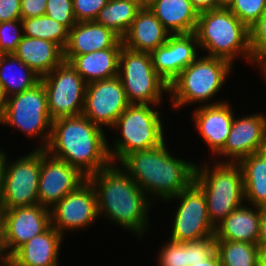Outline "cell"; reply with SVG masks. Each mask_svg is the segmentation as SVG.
<instances>
[{"mask_svg": "<svg viewBox=\"0 0 266 266\" xmlns=\"http://www.w3.org/2000/svg\"><path fill=\"white\" fill-rule=\"evenodd\" d=\"M258 244H266V208L261 207Z\"/></svg>", "mask_w": 266, "mask_h": 266, "instance_id": "7bdbcfd3", "label": "cell"}, {"mask_svg": "<svg viewBox=\"0 0 266 266\" xmlns=\"http://www.w3.org/2000/svg\"><path fill=\"white\" fill-rule=\"evenodd\" d=\"M197 45L195 33L170 35L164 45L150 53L155 71L170 84L197 59Z\"/></svg>", "mask_w": 266, "mask_h": 266, "instance_id": "e0dca14e", "label": "cell"}, {"mask_svg": "<svg viewBox=\"0 0 266 266\" xmlns=\"http://www.w3.org/2000/svg\"><path fill=\"white\" fill-rule=\"evenodd\" d=\"M262 150H266L265 115L252 114L240 119L234 117L224 149L219 154L230 156L228 162H239L244 157Z\"/></svg>", "mask_w": 266, "mask_h": 266, "instance_id": "ac0fdd59", "label": "cell"}, {"mask_svg": "<svg viewBox=\"0 0 266 266\" xmlns=\"http://www.w3.org/2000/svg\"><path fill=\"white\" fill-rule=\"evenodd\" d=\"M200 167L196 165L194 182L205 194L208 216L216 227L245 200L242 170L238 162L227 160L215 163L212 170Z\"/></svg>", "mask_w": 266, "mask_h": 266, "instance_id": "5b68a950", "label": "cell"}, {"mask_svg": "<svg viewBox=\"0 0 266 266\" xmlns=\"http://www.w3.org/2000/svg\"><path fill=\"white\" fill-rule=\"evenodd\" d=\"M228 9L249 28L266 10V0H234Z\"/></svg>", "mask_w": 266, "mask_h": 266, "instance_id": "d6a6232c", "label": "cell"}, {"mask_svg": "<svg viewBox=\"0 0 266 266\" xmlns=\"http://www.w3.org/2000/svg\"><path fill=\"white\" fill-rule=\"evenodd\" d=\"M6 102H7V97H6L5 92L3 90V86L0 83V118L3 114Z\"/></svg>", "mask_w": 266, "mask_h": 266, "instance_id": "7dc6e473", "label": "cell"}, {"mask_svg": "<svg viewBox=\"0 0 266 266\" xmlns=\"http://www.w3.org/2000/svg\"><path fill=\"white\" fill-rule=\"evenodd\" d=\"M257 266H266V244H258Z\"/></svg>", "mask_w": 266, "mask_h": 266, "instance_id": "f6af8a7d", "label": "cell"}, {"mask_svg": "<svg viewBox=\"0 0 266 266\" xmlns=\"http://www.w3.org/2000/svg\"><path fill=\"white\" fill-rule=\"evenodd\" d=\"M0 265L12 266V254L8 250L1 221H0Z\"/></svg>", "mask_w": 266, "mask_h": 266, "instance_id": "60d3db41", "label": "cell"}, {"mask_svg": "<svg viewBox=\"0 0 266 266\" xmlns=\"http://www.w3.org/2000/svg\"><path fill=\"white\" fill-rule=\"evenodd\" d=\"M203 56L183 69L169 84L174 108L181 109L185 104L210 100L219 92L229 76L232 69L230 62L221 58Z\"/></svg>", "mask_w": 266, "mask_h": 266, "instance_id": "8992f818", "label": "cell"}, {"mask_svg": "<svg viewBox=\"0 0 266 266\" xmlns=\"http://www.w3.org/2000/svg\"><path fill=\"white\" fill-rule=\"evenodd\" d=\"M175 198L181 203L175 213L171 240L185 243L215 237V227L208 216L205 194L194 181L167 201Z\"/></svg>", "mask_w": 266, "mask_h": 266, "instance_id": "7c38bea8", "label": "cell"}, {"mask_svg": "<svg viewBox=\"0 0 266 266\" xmlns=\"http://www.w3.org/2000/svg\"><path fill=\"white\" fill-rule=\"evenodd\" d=\"M118 77L130 104L157 105L169 84L155 71L150 53L133 51L122 46Z\"/></svg>", "mask_w": 266, "mask_h": 266, "instance_id": "ba28073f", "label": "cell"}, {"mask_svg": "<svg viewBox=\"0 0 266 266\" xmlns=\"http://www.w3.org/2000/svg\"><path fill=\"white\" fill-rule=\"evenodd\" d=\"M130 105L120 78L98 80L86 85L83 115L93 124L114 126L118 117Z\"/></svg>", "mask_w": 266, "mask_h": 266, "instance_id": "4fadbf2b", "label": "cell"}, {"mask_svg": "<svg viewBox=\"0 0 266 266\" xmlns=\"http://www.w3.org/2000/svg\"><path fill=\"white\" fill-rule=\"evenodd\" d=\"M121 49L109 48L87 54L63 56L64 61L69 62L88 84L118 76Z\"/></svg>", "mask_w": 266, "mask_h": 266, "instance_id": "cb8c5ba5", "label": "cell"}, {"mask_svg": "<svg viewBox=\"0 0 266 266\" xmlns=\"http://www.w3.org/2000/svg\"><path fill=\"white\" fill-rule=\"evenodd\" d=\"M47 0H21V19L45 15Z\"/></svg>", "mask_w": 266, "mask_h": 266, "instance_id": "ab89813d", "label": "cell"}, {"mask_svg": "<svg viewBox=\"0 0 266 266\" xmlns=\"http://www.w3.org/2000/svg\"><path fill=\"white\" fill-rule=\"evenodd\" d=\"M249 42L254 64H258L263 69L266 66V10L249 27Z\"/></svg>", "mask_w": 266, "mask_h": 266, "instance_id": "1f68e13d", "label": "cell"}, {"mask_svg": "<svg viewBox=\"0 0 266 266\" xmlns=\"http://www.w3.org/2000/svg\"><path fill=\"white\" fill-rule=\"evenodd\" d=\"M52 119L48 111L47 93L40 81L34 87L7 98L0 123L17 127L30 137L41 138L46 149L51 137ZM45 133V134H43ZM43 135V136H42Z\"/></svg>", "mask_w": 266, "mask_h": 266, "instance_id": "9c48e42d", "label": "cell"}, {"mask_svg": "<svg viewBox=\"0 0 266 266\" xmlns=\"http://www.w3.org/2000/svg\"><path fill=\"white\" fill-rule=\"evenodd\" d=\"M218 2V9L225 8L228 9L231 4L234 2V0H217Z\"/></svg>", "mask_w": 266, "mask_h": 266, "instance_id": "c3c4849f", "label": "cell"}, {"mask_svg": "<svg viewBox=\"0 0 266 266\" xmlns=\"http://www.w3.org/2000/svg\"><path fill=\"white\" fill-rule=\"evenodd\" d=\"M45 14L69 30L77 23L72 0H47Z\"/></svg>", "mask_w": 266, "mask_h": 266, "instance_id": "d590c367", "label": "cell"}, {"mask_svg": "<svg viewBox=\"0 0 266 266\" xmlns=\"http://www.w3.org/2000/svg\"><path fill=\"white\" fill-rule=\"evenodd\" d=\"M147 6L171 35L195 33L199 13L190 0H149Z\"/></svg>", "mask_w": 266, "mask_h": 266, "instance_id": "603a6c76", "label": "cell"}, {"mask_svg": "<svg viewBox=\"0 0 266 266\" xmlns=\"http://www.w3.org/2000/svg\"><path fill=\"white\" fill-rule=\"evenodd\" d=\"M40 81L46 89L52 120L83 113L87 83L69 62L63 61Z\"/></svg>", "mask_w": 266, "mask_h": 266, "instance_id": "8fae6325", "label": "cell"}, {"mask_svg": "<svg viewBox=\"0 0 266 266\" xmlns=\"http://www.w3.org/2000/svg\"><path fill=\"white\" fill-rule=\"evenodd\" d=\"M23 27L21 19L0 22V54H13L23 34L20 32Z\"/></svg>", "mask_w": 266, "mask_h": 266, "instance_id": "e575fe53", "label": "cell"}, {"mask_svg": "<svg viewBox=\"0 0 266 266\" xmlns=\"http://www.w3.org/2000/svg\"><path fill=\"white\" fill-rule=\"evenodd\" d=\"M139 3L142 7L147 6L149 0H133Z\"/></svg>", "mask_w": 266, "mask_h": 266, "instance_id": "681fc988", "label": "cell"}, {"mask_svg": "<svg viewBox=\"0 0 266 266\" xmlns=\"http://www.w3.org/2000/svg\"><path fill=\"white\" fill-rule=\"evenodd\" d=\"M0 221L8 250L13 254L31 238L43 233L50 225V209L40 205L0 210Z\"/></svg>", "mask_w": 266, "mask_h": 266, "instance_id": "2e32d148", "label": "cell"}, {"mask_svg": "<svg viewBox=\"0 0 266 266\" xmlns=\"http://www.w3.org/2000/svg\"><path fill=\"white\" fill-rule=\"evenodd\" d=\"M263 70V75H265L264 77H266V66L262 69ZM266 79V78H265Z\"/></svg>", "mask_w": 266, "mask_h": 266, "instance_id": "f907efd6", "label": "cell"}, {"mask_svg": "<svg viewBox=\"0 0 266 266\" xmlns=\"http://www.w3.org/2000/svg\"><path fill=\"white\" fill-rule=\"evenodd\" d=\"M63 235L50 225L12 254V266H59Z\"/></svg>", "mask_w": 266, "mask_h": 266, "instance_id": "44dd1931", "label": "cell"}, {"mask_svg": "<svg viewBox=\"0 0 266 266\" xmlns=\"http://www.w3.org/2000/svg\"><path fill=\"white\" fill-rule=\"evenodd\" d=\"M215 251V237L188 241L189 266L207 260Z\"/></svg>", "mask_w": 266, "mask_h": 266, "instance_id": "74e56055", "label": "cell"}, {"mask_svg": "<svg viewBox=\"0 0 266 266\" xmlns=\"http://www.w3.org/2000/svg\"><path fill=\"white\" fill-rule=\"evenodd\" d=\"M141 8L142 6L133 0H109L95 21L111 29L122 39Z\"/></svg>", "mask_w": 266, "mask_h": 266, "instance_id": "f1b7e54d", "label": "cell"}, {"mask_svg": "<svg viewBox=\"0 0 266 266\" xmlns=\"http://www.w3.org/2000/svg\"><path fill=\"white\" fill-rule=\"evenodd\" d=\"M122 46V39L111 29L96 21L77 22L69 30L63 55H81Z\"/></svg>", "mask_w": 266, "mask_h": 266, "instance_id": "ffe728a7", "label": "cell"}, {"mask_svg": "<svg viewBox=\"0 0 266 266\" xmlns=\"http://www.w3.org/2000/svg\"><path fill=\"white\" fill-rule=\"evenodd\" d=\"M109 0H72L76 22L95 21Z\"/></svg>", "mask_w": 266, "mask_h": 266, "instance_id": "8d00e7d4", "label": "cell"}, {"mask_svg": "<svg viewBox=\"0 0 266 266\" xmlns=\"http://www.w3.org/2000/svg\"><path fill=\"white\" fill-rule=\"evenodd\" d=\"M192 266H222L218 253L215 251L207 260L192 264Z\"/></svg>", "mask_w": 266, "mask_h": 266, "instance_id": "ee69618b", "label": "cell"}, {"mask_svg": "<svg viewBox=\"0 0 266 266\" xmlns=\"http://www.w3.org/2000/svg\"><path fill=\"white\" fill-rule=\"evenodd\" d=\"M170 35L149 7L144 6L138 11L122 42L130 50L151 53L164 45Z\"/></svg>", "mask_w": 266, "mask_h": 266, "instance_id": "7402d4cb", "label": "cell"}, {"mask_svg": "<svg viewBox=\"0 0 266 266\" xmlns=\"http://www.w3.org/2000/svg\"><path fill=\"white\" fill-rule=\"evenodd\" d=\"M21 19V0H0V22Z\"/></svg>", "mask_w": 266, "mask_h": 266, "instance_id": "f35d334b", "label": "cell"}, {"mask_svg": "<svg viewBox=\"0 0 266 266\" xmlns=\"http://www.w3.org/2000/svg\"><path fill=\"white\" fill-rule=\"evenodd\" d=\"M153 107L130 104L118 117L113 127L121 131L122 138L116 139L114 149L108 146L112 163L132 152L156 148L165 142L162 120Z\"/></svg>", "mask_w": 266, "mask_h": 266, "instance_id": "52a82bcc", "label": "cell"}, {"mask_svg": "<svg viewBox=\"0 0 266 266\" xmlns=\"http://www.w3.org/2000/svg\"><path fill=\"white\" fill-rule=\"evenodd\" d=\"M203 105L195 109L194 124L212 153L218 156L224 149L230 133L234 112L229 102L228 104L224 101L211 102V104L207 102Z\"/></svg>", "mask_w": 266, "mask_h": 266, "instance_id": "d6986e66", "label": "cell"}, {"mask_svg": "<svg viewBox=\"0 0 266 266\" xmlns=\"http://www.w3.org/2000/svg\"><path fill=\"white\" fill-rule=\"evenodd\" d=\"M104 131L83 114L60 117L52 121L47 151L66 161L87 178L109 167L112 161Z\"/></svg>", "mask_w": 266, "mask_h": 266, "instance_id": "6da1fadb", "label": "cell"}, {"mask_svg": "<svg viewBox=\"0 0 266 266\" xmlns=\"http://www.w3.org/2000/svg\"><path fill=\"white\" fill-rule=\"evenodd\" d=\"M87 180L95 190L99 216L105 213L108 219L141 237L148 225L151 203L140 186L115 163Z\"/></svg>", "mask_w": 266, "mask_h": 266, "instance_id": "7a4b0ae2", "label": "cell"}, {"mask_svg": "<svg viewBox=\"0 0 266 266\" xmlns=\"http://www.w3.org/2000/svg\"><path fill=\"white\" fill-rule=\"evenodd\" d=\"M5 164L0 210L38 204V185L41 170V149Z\"/></svg>", "mask_w": 266, "mask_h": 266, "instance_id": "30bf717a", "label": "cell"}, {"mask_svg": "<svg viewBox=\"0 0 266 266\" xmlns=\"http://www.w3.org/2000/svg\"><path fill=\"white\" fill-rule=\"evenodd\" d=\"M98 217L96 193L88 180L50 209L51 225L62 235L89 226Z\"/></svg>", "mask_w": 266, "mask_h": 266, "instance_id": "9a60e30c", "label": "cell"}, {"mask_svg": "<svg viewBox=\"0 0 266 266\" xmlns=\"http://www.w3.org/2000/svg\"><path fill=\"white\" fill-rule=\"evenodd\" d=\"M222 266H257L258 244L215 240Z\"/></svg>", "mask_w": 266, "mask_h": 266, "instance_id": "4dcf8cb0", "label": "cell"}, {"mask_svg": "<svg viewBox=\"0 0 266 266\" xmlns=\"http://www.w3.org/2000/svg\"><path fill=\"white\" fill-rule=\"evenodd\" d=\"M18 67L21 72L17 73L14 68ZM40 79L38 74L14 54H0V83L7 98L34 87Z\"/></svg>", "mask_w": 266, "mask_h": 266, "instance_id": "83f0119b", "label": "cell"}, {"mask_svg": "<svg viewBox=\"0 0 266 266\" xmlns=\"http://www.w3.org/2000/svg\"><path fill=\"white\" fill-rule=\"evenodd\" d=\"M169 240L159 252V266H189L188 242Z\"/></svg>", "mask_w": 266, "mask_h": 266, "instance_id": "836d02e7", "label": "cell"}, {"mask_svg": "<svg viewBox=\"0 0 266 266\" xmlns=\"http://www.w3.org/2000/svg\"><path fill=\"white\" fill-rule=\"evenodd\" d=\"M195 34L201 50L209 52L205 56L221 58L233 64L239 54L254 63L249 28L229 9L220 8L199 13Z\"/></svg>", "mask_w": 266, "mask_h": 266, "instance_id": "277c9868", "label": "cell"}, {"mask_svg": "<svg viewBox=\"0 0 266 266\" xmlns=\"http://www.w3.org/2000/svg\"><path fill=\"white\" fill-rule=\"evenodd\" d=\"M243 175L244 199L266 208V150L255 152L239 162Z\"/></svg>", "mask_w": 266, "mask_h": 266, "instance_id": "4316f807", "label": "cell"}, {"mask_svg": "<svg viewBox=\"0 0 266 266\" xmlns=\"http://www.w3.org/2000/svg\"><path fill=\"white\" fill-rule=\"evenodd\" d=\"M87 180L77 168L41 149L38 204L51 209Z\"/></svg>", "mask_w": 266, "mask_h": 266, "instance_id": "5bb4252c", "label": "cell"}, {"mask_svg": "<svg viewBox=\"0 0 266 266\" xmlns=\"http://www.w3.org/2000/svg\"><path fill=\"white\" fill-rule=\"evenodd\" d=\"M165 146L164 142L156 148L135 151L120 161V168H124L144 193L156 194L164 201L187 188L194 181L196 169L192 162L171 156Z\"/></svg>", "mask_w": 266, "mask_h": 266, "instance_id": "3957f363", "label": "cell"}, {"mask_svg": "<svg viewBox=\"0 0 266 266\" xmlns=\"http://www.w3.org/2000/svg\"><path fill=\"white\" fill-rule=\"evenodd\" d=\"M6 154L5 152H2V150H0V191L2 188V180L4 177V170H5V164H6Z\"/></svg>", "mask_w": 266, "mask_h": 266, "instance_id": "bcb514c9", "label": "cell"}, {"mask_svg": "<svg viewBox=\"0 0 266 266\" xmlns=\"http://www.w3.org/2000/svg\"><path fill=\"white\" fill-rule=\"evenodd\" d=\"M13 54L40 77L64 61L63 50L57 44L27 36L22 37Z\"/></svg>", "mask_w": 266, "mask_h": 266, "instance_id": "d4e9b609", "label": "cell"}, {"mask_svg": "<svg viewBox=\"0 0 266 266\" xmlns=\"http://www.w3.org/2000/svg\"><path fill=\"white\" fill-rule=\"evenodd\" d=\"M23 36L51 41L57 44L62 50L65 48L69 29L49 18L46 14L34 18L21 19Z\"/></svg>", "mask_w": 266, "mask_h": 266, "instance_id": "f546056e", "label": "cell"}, {"mask_svg": "<svg viewBox=\"0 0 266 266\" xmlns=\"http://www.w3.org/2000/svg\"><path fill=\"white\" fill-rule=\"evenodd\" d=\"M198 13L218 9L217 0H190Z\"/></svg>", "mask_w": 266, "mask_h": 266, "instance_id": "b9f144b4", "label": "cell"}, {"mask_svg": "<svg viewBox=\"0 0 266 266\" xmlns=\"http://www.w3.org/2000/svg\"><path fill=\"white\" fill-rule=\"evenodd\" d=\"M260 217L261 207H238L215 227V240L258 244Z\"/></svg>", "mask_w": 266, "mask_h": 266, "instance_id": "484cf974", "label": "cell"}]
</instances>
